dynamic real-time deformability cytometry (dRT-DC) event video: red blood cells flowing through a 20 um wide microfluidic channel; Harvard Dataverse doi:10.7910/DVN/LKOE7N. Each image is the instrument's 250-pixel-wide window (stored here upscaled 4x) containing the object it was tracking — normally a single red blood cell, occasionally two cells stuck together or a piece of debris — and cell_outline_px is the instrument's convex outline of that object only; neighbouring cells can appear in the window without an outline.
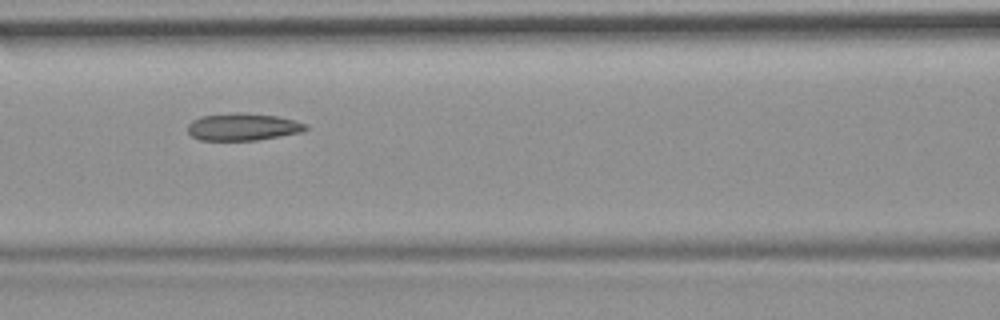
{"species": "common noctule bat (a hibernating species)", "species_latin": "Nyctalus noctula", "temperature_condition": "room temperature", "stored_images_in_passage": 55, "camera_frame_rate_fps": 3000, "um_per_image_px": 0.085, "animal": {"sex": "female", "body_mass_g": 19.9}, "frame": {"image": 1, "passage_image": 24, "time_ms": 7.667, "image_size_px": [1000, 320], "cell_outline_px": [[308, 128], [300, 132], [280, 136], [256, 140], [200, 140], [192, 136], [188, 132], [188, 124], [192, 120], [200, 116], [236, 112], [244, 112], [276, 116], [296, 120], [308, 124]], "centroid_in_image_um": [20.64, 10.77], "position_along_channel_um": 146.0, "area_um2": 18.84}, "authors_computed_cell_mechanics": {"area_um2": 19.652, "velocity_mm_per_s": 3.7065, "shape_relaxation_time_tau1_ms": null, "shape_relaxation_time_tau2_ms": 1.8532, "deformation_change_tau1": null, "deformation_change_tau2": 0.0806}}